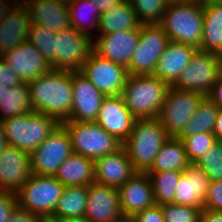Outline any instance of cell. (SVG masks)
<instances>
[{
	"label": "cell",
	"mask_w": 222,
	"mask_h": 222,
	"mask_svg": "<svg viewBox=\"0 0 222 222\" xmlns=\"http://www.w3.org/2000/svg\"><path fill=\"white\" fill-rule=\"evenodd\" d=\"M203 209L222 212V180L210 181Z\"/></svg>",
	"instance_id": "cell-40"
},
{
	"label": "cell",
	"mask_w": 222,
	"mask_h": 222,
	"mask_svg": "<svg viewBox=\"0 0 222 222\" xmlns=\"http://www.w3.org/2000/svg\"><path fill=\"white\" fill-rule=\"evenodd\" d=\"M141 24H159L170 0H129Z\"/></svg>",
	"instance_id": "cell-35"
},
{
	"label": "cell",
	"mask_w": 222,
	"mask_h": 222,
	"mask_svg": "<svg viewBox=\"0 0 222 222\" xmlns=\"http://www.w3.org/2000/svg\"><path fill=\"white\" fill-rule=\"evenodd\" d=\"M40 215L33 214L17 206L12 212L8 222H39Z\"/></svg>",
	"instance_id": "cell-44"
},
{
	"label": "cell",
	"mask_w": 222,
	"mask_h": 222,
	"mask_svg": "<svg viewBox=\"0 0 222 222\" xmlns=\"http://www.w3.org/2000/svg\"><path fill=\"white\" fill-rule=\"evenodd\" d=\"M90 222H121L118 188L93 182L88 185V199L85 216Z\"/></svg>",
	"instance_id": "cell-15"
},
{
	"label": "cell",
	"mask_w": 222,
	"mask_h": 222,
	"mask_svg": "<svg viewBox=\"0 0 222 222\" xmlns=\"http://www.w3.org/2000/svg\"><path fill=\"white\" fill-rule=\"evenodd\" d=\"M62 125L70 136L73 153L92 160L114 153L122 147L119 140L96 122L66 121Z\"/></svg>",
	"instance_id": "cell-6"
},
{
	"label": "cell",
	"mask_w": 222,
	"mask_h": 222,
	"mask_svg": "<svg viewBox=\"0 0 222 222\" xmlns=\"http://www.w3.org/2000/svg\"><path fill=\"white\" fill-rule=\"evenodd\" d=\"M161 210L164 222H200L203 207L171 203L161 205Z\"/></svg>",
	"instance_id": "cell-39"
},
{
	"label": "cell",
	"mask_w": 222,
	"mask_h": 222,
	"mask_svg": "<svg viewBox=\"0 0 222 222\" xmlns=\"http://www.w3.org/2000/svg\"><path fill=\"white\" fill-rule=\"evenodd\" d=\"M7 146L5 136H4V131H3V126L0 121V154L4 150V148Z\"/></svg>",
	"instance_id": "cell-50"
},
{
	"label": "cell",
	"mask_w": 222,
	"mask_h": 222,
	"mask_svg": "<svg viewBox=\"0 0 222 222\" xmlns=\"http://www.w3.org/2000/svg\"><path fill=\"white\" fill-rule=\"evenodd\" d=\"M9 87L5 84H2L0 82V102H1V99H2V96L4 95V92L7 91Z\"/></svg>",
	"instance_id": "cell-53"
},
{
	"label": "cell",
	"mask_w": 222,
	"mask_h": 222,
	"mask_svg": "<svg viewBox=\"0 0 222 222\" xmlns=\"http://www.w3.org/2000/svg\"><path fill=\"white\" fill-rule=\"evenodd\" d=\"M0 82L7 85L8 87L23 84L21 78L14 73L11 67L4 61L0 56Z\"/></svg>",
	"instance_id": "cell-43"
},
{
	"label": "cell",
	"mask_w": 222,
	"mask_h": 222,
	"mask_svg": "<svg viewBox=\"0 0 222 222\" xmlns=\"http://www.w3.org/2000/svg\"><path fill=\"white\" fill-rule=\"evenodd\" d=\"M24 1H26V0H18V1H15V3H22V2H24Z\"/></svg>",
	"instance_id": "cell-57"
},
{
	"label": "cell",
	"mask_w": 222,
	"mask_h": 222,
	"mask_svg": "<svg viewBox=\"0 0 222 222\" xmlns=\"http://www.w3.org/2000/svg\"><path fill=\"white\" fill-rule=\"evenodd\" d=\"M217 112L218 107L207 96H204L199 102L195 113L189 118L183 131L177 138L183 140L185 137L198 133H212Z\"/></svg>",
	"instance_id": "cell-32"
},
{
	"label": "cell",
	"mask_w": 222,
	"mask_h": 222,
	"mask_svg": "<svg viewBox=\"0 0 222 222\" xmlns=\"http://www.w3.org/2000/svg\"><path fill=\"white\" fill-rule=\"evenodd\" d=\"M67 2L70 25L75 30L93 39L95 35L90 33L94 32L93 30L98 31L99 18L101 15L98 8L90 0H67Z\"/></svg>",
	"instance_id": "cell-30"
},
{
	"label": "cell",
	"mask_w": 222,
	"mask_h": 222,
	"mask_svg": "<svg viewBox=\"0 0 222 222\" xmlns=\"http://www.w3.org/2000/svg\"><path fill=\"white\" fill-rule=\"evenodd\" d=\"M60 222H90L86 217L81 218H62Z\"/></svg>",
	"instance_id": "cell-51"
},
{
	"label": "cell",
	"mask_w": 222,
	"mask_h": 222,
	"mask_svg": "<svg viewBox=\"0 0 222 222\" xmlns=\"http://www.w3.org/2000/svg\"><path fill=\"white\" fill-rule=\"evenodd\" d=\"M200 222H222V212L203 209Z\"/></svg>",
	"instance_id": "cell-47"
},
{
	"label": "cell",
	"mask_w": 222,
	"mask_h": 222,
	"mask_svg": "<svg viewBox=\"0 0 222 222\" xmlns=\"http://www.w3.org/2000/svg\"><path fill=\"white\" fill-rule=\"evenodd\" d=\"M135 11L132 9L129 0H123L110 11L100 15L98 34H107L119 30L140 29Z\"/></svg>",
	"instance_id": "cell-29"
},
{
	"label": "cell",
	"mask_w": 222,
	"mask_h": 222,
	"mask_svg": "<svg viewBox=\"0 0 222 222\" xmlns=\"http://www.w3.org/2000/svg\"><path fill=\"white\" fill-rule=\"evenodd\" d=\"M168 42V35L159 24H141L140 38L127 67L128 74L153 75Z\"/></svg>",
	"instance_id": "cell-10"
},
{
	"label": "cell",
	"mask_w": 222,
	"mask_h": 222,
	"mask_svg": "<svg viewBox=\"0 0 222 222\" xmlns=\"http://www.w3.org/2000/svg\"><path fill=\"white\" fill-rule=\"evenodd\" d=\"M55 35L56 32L39 24H30L28 42L51 63L55 59Z\"/></svg>",
	"instance_id": "cell-36"
},
{
	"label": "cell",
	"mask_w": 222,
	"mask_h": 222,
	"mask_svg": "<svg viewBox=\"0 0 222 222\" xmlns=\"http://www.w3.org/2000/svg\"><path fill=\"white\" fill-rule=\"evenodd\" d=\"M182 141L191 164H195L217 142L213 133H198L185 137Z\"/></svg>",
	"instance_id": "cell-37"
},
{
	"label": "cell",
	"mask_w": 222,
	"mask_h": 222,
	"mask_svg": "<svg viewBox=\"0 0 222 222\" xmlns=\"http://www.w3.org/2000/svg\"><path fill=\"white\" fill-rule=\"evenodd\" d=\"M39 222H60V219L53 216H40Z\"/></svg>",
	"instance_id": "cell-52"
},
{
	"label": "cell",
	"mask_w": 222,
	"mask_h": 222,
	"mask_svg": "<svg viewBox=\"0 0 222 222\" xmlns=\"http://www.w3.org/2000/svg\"><path fill=\"white\" fill-rule=\"evenodd\" d=\"M90 1L95 4V6L100 11V14H102L116 7L123 0H90Z\"/></svg>",
	"instance_id": "cell-46"
},
{
	"label": "cell",
	"mask_w": 222,
	"mask_h": 222,
	"mask_svg": "<svg viewBox=\"0 0 222 222\" xmlns=\"http://www.w3.org/2000/svg\"><path fill=\"white\" fill-rule=\"evenodd\" d=\"M17 206L16 193L0 192V222H8V219Z\"/></svg>",
	"instance_id": "cell-41"
},
{
	"label": "cell",
	"mask_w": 222,
	"mask_h": 222,
	"mask_svg": "<svg viewBox=\"0 0 222 222\" xmlns=\"http://www.w3.org/2000/svg\"><path fill=\"white\" fill-rule=\"evenodd\" d=\"M6 144L31 154L60 124L40 112H28L1 121Z\"/></svg>",
	"instance_id": "cell-5"
},
{
	"label": "cell",
	"mask_w": 222,
	"mask_h": 222,
	"mask_svg": "<svg viewBox=\"0 0 222 222\" xmlns=\"http://www.w3.org/2000/svg\"><path fill=\"white\" fill-rule=\"evenodd\" d=\"M203 97L200 93L169 87L157 117L169 137L177 138L181 134Z\"/></svg>",
	"instance_id": "cell-11"
},
{
	"label": "cell",
	"mask_w": 222,
	"mask_h": 222,
	"mask_svg": "<svg viewBox=\"0 0 222 222\" xmlns=\"http://www.w3.org/2000/svg\"><path fill=\"white\" fill-rule=\"evenodd\" d=\"M209 183L207 174L195 164H190L176 185L174 204L203 207Z\"/></svg>",
	"instance_id": "cell-25"
},
{
	"label": "cell",
	"mask_w": 222,
	"mask_h": 222,
	"mask_svg": "<svg viewBox=\"0 0 222 222\" xmlns=\"http://www.w3.org/2000/svg\"><path fill=\"white\" fill-rule=\"evenodd\" d=\"M34 112L54 118L59 124L69 120L72 110V71L54 70L28 83Z\"/></svg>",
	"instance_id": "cell-1"
},
{
	"label": "cell",
	"mask_w": 222,
	"mask_h": 222,
	"mask_svg": "<svg viewBox=\"0 0 222 222\" xmlns=\"http://www.w3.org/2000/svg\"><path fill=\"white\" fill-rule=\"evenodd\" d=\"M183 1H194V0H170V2H183Z\"/></svg>",
	"instance_id": "cell-55"
},
{
	"label": "cell",
	"mask_w": 222,
	"mask_h": 222,
	"mask_svg": "<svg viewBox=\"0 0 222 222\" xmlns=\"http://www.w3.org/2000/svg\"><path fill=\"white\" fill-rule=\"evenodd\" d=\"M169 87L153 75H129L121 95L126 107L136 119L156 118Z\"/></svg>",
	"instance_id": "cell-4"
},
{
	"label": "cell",
	"mask_w": 222,
	"mask_h": 222,
	"mask_svg": "<svg viewBox=\"0 0 222 222\" xmlns=\"http://www.w3.org/2000/svg\"><path fill=\"white\" fill-rule=\"evenodd\" d=\"M197 49L190 45L169 41L157 61L153 76L173 86L183 70L189 65Z\"/></svg>",
	"instance_id": "cell-24"
},
{
	"label": "cell",
	"mask_w": 222,
	"mask_h": 222,
	"mask_svg": "<svg viewBox=\"0 0 222 222\" xmlns=\"http://www.w3.org/2000/svg\"><path fill=\"white\" fill-rule=\"evenodd\" d=\"M73 101L68 121L96 122L105 95L79 71H72Z\"/></svg>",
	"instance_id": "cell-17"
},
{
	"label": "cell",
	"mask_w": 222,
	"mask_h": 222,
	"mask_svg": "<svg viewBox=\"0 0 222 222\" xmlns=\"http://www.w3.org/2000/svg\"><path fill=\"white\" fill-rule=\"evenodd\" d=\"M24 4L32 24H39L54 32L71 26L67 0H26Z\"/></svg>",
	"instance_id": "cell-22"
},
{
	"label": "cell",
	"mask_w": 222,
	"mask_h": 222,
	"mask_svg": "<svg viewBox=\"0 0 222 222\" xmlns=\"http://www.w3.org/2000/svg\"><path fill=\"white\" fill-rule=\"evenodd\" d=\"M121 222H133L131 219H124L123 221Z\"/></svg>",
	"instance_id": "cell-56"
},
{
	"label": "cell",
	"mask_w": 222,
	"mask_h": 222,
	"mask_svg": "<svg viewBox=\"0 0 222 222\" xmlns=\"http://www.w3.org/2000/svg\"><path fill=\"white\" fill-rule=\"evenodd\" d=\"M121 212L125 219L155 205L150 177L147 173L136 172L118 188Z\"/></svg>",
	"instance_id": "cell-19"
},
{
	"label": "cell",
	"mask_w": 222,
	"mask_h": 222,
	"mask_svg": "<svg viewBox=\"0 0 222 222\" xmlns=\"http://www.w3.org/2000/svg\"><path fill=\"white\" fill-rule=\"evenodd\" d=\"M54 177L65 187L88 186L94 180V160L73 153L59 166Z\"/></svg>",
	"instance_id": "cell-26"
},
{
	"label": "cell",
	"mask_w": 222,
	"mask_h": 222,
	"mask_svg": "<svg viewBox=\"0 0 222 222\" xmlns=\"http://www.w3.org/2000/svg\"><path fill=\"white\" fill-rule=\"evenodd\" d=\"M222 74V56L197 49L173 87L207 96Z\"/></svg>",
	"instance_id": "cell-8"
},
{
	"label": "cell",
	"mask_w": 222,
	"mask_h": 222,
	"mask_svg": "<svg viewBox=\"0 0 222 222\" xmlns=\"http://www.w3.org/2000/svg\"><path fill=\"white\" fill-rule=\"evenodd\" d=\"M135 173L136 171L123 147L114 153L94 160V180L96 183L119 188Z\"/></svg>",
	"instance_id": "cell-21"
},
{
	"label": "cell",
	"mask_w": 222,
	"mask_h": 222,
	"mask_svg": "<svg viewBox=\"0 0 222 222\" xmlns=\"http://www.w3.org/2000/svg\"><path fill=\"white\" fill-rule=\"evenodd\" d=\"M65 186L54 176L31 174L18 190V206L33 214L52 216Z\"/></svg>",
	"instance_id": "cell-7"
},
{
	"label": "cell",
	"mask_w": 222,
	"mask_h": 222,
	"mask_svg": "<svg viewBox=\"0 0 222 222\" xmlns=\"http://www.w3.org/2000/svg\"><path fill=\"white\" fill-rule=\"evenodd\" d=\"M217 141L222 142V108H218L215 126L212 132Z\"/></svg>",
	"instance_id": "cell-48"
},
{
	"label": "cell",
	"mask_w": 222,
	"mask_h": 222,
	"mask_svg": "<svg viewBox=\"0 0 222 222\" xmlns=\"http://www.w3.org/2000/svg\"><path fill=\"white\" fill-rule=\"evenodd\" d=\"M195 165L207 174L210 181L222 180V142L217 141Z\"/></svg>",
	"instance_id": "cell-38"
},
{
	"label": "cell",
	"mask_w": 222,
	"mask_h": 222,
	"mask_svg": "<svg viewBox=\"0 0 222 222\" xmlns=\"http://www.w3.org/2000/svg\"><path fill=\"white\" fill-rule=\"evenodd\" d=\"M30 175V154L7 145L0 154V192L17 193Z\"/></svg>",
	"instance_id": "cell-20"
},
{
	"label": "cell",
	"mask_w": 222,
	"mask_h": 222,
	"mask_svg": "<svg viewBox=\"0 0 222 222\" xmlns=\"http://www.w3.org/2000/svg\"><path fill=\"white\" fill-rule=\"evenodd\" d=\"M135 120L122 95H113L104 97L96 123L123 143L130 136Z\"/></svg>",
	"instance_id": "cell-16"
},
{
	"label": "cell",
	"mask_w": 222,
	"mask_h": 222,
	"mask_svg": "<svg viewBox=\"0 0 222 222\" xmlns=\"http://www.w3.org/2000/svg\"><path fill=\"white\" fill-rule=\"evenodd\" d=\"M92 50V39L72 26L56 32L54 70L80 71Z\"/></svg>",
	"instance_id": "cell-12"
},
{
	"label": "cell",
	"mask_w": 222,
	"mask_h": 222,
	"mask_svg": "<svg viewBox=\"0 0 222 222\" xmlns=\"http://www.w3.org/2000/svg\"><path fill=\"white\" fill-rule=\"evenodd\" d=\"M190 164L183 141L170 137L160 148L153 165L147 172L171 170L183 172Z\"/></svg>",
	"instance_id": "cell-28"
},
{
	"label": "cell",
	"mask_w": 222,
	"mask_h": 222,
	"mask_svg": "<svg viewBox=\"0 0 222 222\" xmlns=\"http://www.w3.org/2000/svg\"><path fill=\"white\" fill-rule=\"evenodd\" d=\"M131 220L133 222H164L161 206L155 204L137 213Z\"/></svg>",
	"instance_id": "cell-42"
},
{
	"label": "cell",
	"mask_w": 222,
	"mask_h": 222,
	"mask_svg": "<svg viewBox=\"0 0 222 222\" xmlns=\"http://www.w3.org/2000/svg\"><path fill=\"white\" fill-rule=\"evenodd\" d=\"M32 111L27 83L11 86L4 92L0 102V121Z\"/></svg>",
	"instance_id": "cell-33"
},
{
	"label": "cell",
	"mask_w": 222,
	"mask_h": 222,
	"mask_svg": "<svg viewBox=\"0 0 222 222\" xmlns=\"http://www.w3.org/2000/svg\"><path fill=\"white\" fill-rule=\"evenodd\" d=\"M170 137L158 118L136 119L130 136L122 143L136 172L146 173Z\"/></svg>",
	"instance_id": "cell-3"
},
{
	"label": "cell",
	"mask_w": 222,
	"mask_h": 222,
	"mask_svg": "<svg viewBox=\"0 0 222 222\" xmlns=\"http://www.w3.org/2000/svg\"><path fill=\"white\" fill-rule=\"evenodd\" d=\"M87 199L88 186L65 187L52 216L59 219L84 217Z\"/></svg>",
	"instance_id": "cell-31"
},
{
	"label": "cell",
	"mask_w": 222,
	"mask_h": 222,
	"mask_svg": "<svg viewBox=\"0 0 222 222\" xmlns=\"http://www.w3.org/2000/svg\"><path fill=\"white\" fill-rule=\"evenodd\" d=\"M30 24L29 12L24 2L13 3L0 21V55L28 41Z\"/></svg>",
	"instance_id": "cell-23"
},
{
	"label": "cell",
	"mask_w": 222,
	"mask_h": 222,
	"mask_svg": "<svg viewBox=\"0 0 222 222\" xmlns=\"http://www.w3.org/2000/svg\"><path fill=\"white\" fill-rule=\"evenodd\" d=\"M0 56L25 83L52 70L51 64L28 41L5 51Z\"/></svg>",
	"instance_id": "cell-18"
},
{
	"label": "cell",
	"mask_w": 222,
	"mask_h": 222,
	"mask_svg": "<svg viewBox=\"0 0 222 222\" xmlns=\"http://www.w3.org/2000/svg\"><path fill=\"white\" fill-rule=\"evenodd\" d=\"M202 3H221L222 0H200Z\"/></svg>",
	"instance_id": "cell-54"
},
{
	"label": "cell",
	"mask_w": 222,
	"mask_h": 222,
	"mask_svg": "<svg viewBox=\"0 0 222 222\" xmlns=\"http://www.w3.org/2000/svg\"><path fill=\"white\" fill-rule=\"evenodd\" d=\"M73 154L71 139L60 124L31 154V174L54 176L62 162Z\"/></svg>",
	"instance_id": "cell-9"
},
{
	"label": "cell",
	"mask_w": 222,
	"mask_h": 222,
	"mask_svg": "<svg viewBox=\"0 0 222 222\" xmlns=\"http://www.w3.org/2000/svg\"><path fill=\"white\" fill-rule=\"evenodd\" d=\"M97 36V37H96ZM140 38V29L95 34L92 50L99 56L128 67Z\"/></svg>",
	"instance_id": "cell-14"
},
{
	"label": "cell",
	"mask_w": 222,
	"mask_h": 222,
	"mask_svg": "<svg viewBox=\"0 0 222 222\" xmlns=\"http://www.w3.org/2000/svg\"><path fill=\"white\" fill-rule=\"evenodd\" d=\"M207 97L218 107L222 108V74L212 86Z\"/></svg>",
	"instance_id": "cell-45"
},
{
	"label": "cell",
	"mask_w": 222,
	"mask_h": 222,
	"mask_svg": "<svg viewBox=\"0 0 222 222\" xmlns=\"http://www.w3.org/2000/svg\"><path fill=\"white\" fill-rule=\"evenodd\" d=\"M9 0H0V21L4 18L8 10L13 6V2H8Z\"/></svg>",
	"instance_id": "cell-49"
},
{
	"label": "cell",
	"mask_w": 222,
	"mask_h": 222,
	"mask_svg": "<svg viewBox=\"0 0 222 222\" xmlns=\"http://www.w3.org/2000/svg\"><path fill=\"white\" fill-rule=\"evenodd\" d=\"M146 173L152 183L155 203L160 206L174 203L176 185L183 172L171 170Z\"/></svg>",
	"instance_id": "cell-34"
},
{
	"label": "cell",
	"mask_w": 222,
	"mask_h": 222,
	"mask_svg": "<svg viewBox=\"0 0 222 222\" xmlns=\"http://www.w3.org/2000/svg\"><path fill=\"white\" fill-rule=\"evenodd\" d=\"M105 96L121 95L129 76L127 68L90 51L79 71Z\"/></svg>",
	"instance_id": "cell-13"
},
{
	"label": "cell",
	"mask_w": 222,
	"mask_h": 222,
	"mask_svg": "<svg viewBox=\"0 0 222 222\" xmlns=\"http://www.w3.org/2000/svg\"><path fill=\"white\" fill-rule=\"evenodd\" d=\"M203 3L200 0L170 2L159 25L169 41L199 49L203 32Z\"/></svg>",
	"instance_id": "cell-2"
},
{
	"label": "cell",
	"mask_w": 222,
	"mask_h": 222,
	"mask_svg": "<svg viewBox=\"0 0 222 222\" xmlns=\"http://www.w3.org/2000/svg\"><path fill=\"white\" fill-rule=\"evenodd\" d=\"M203 32L199 50L222 56V4L203 3Z\"/></svg>",
	"instance_id": "cell-27"
}]
</instances>
